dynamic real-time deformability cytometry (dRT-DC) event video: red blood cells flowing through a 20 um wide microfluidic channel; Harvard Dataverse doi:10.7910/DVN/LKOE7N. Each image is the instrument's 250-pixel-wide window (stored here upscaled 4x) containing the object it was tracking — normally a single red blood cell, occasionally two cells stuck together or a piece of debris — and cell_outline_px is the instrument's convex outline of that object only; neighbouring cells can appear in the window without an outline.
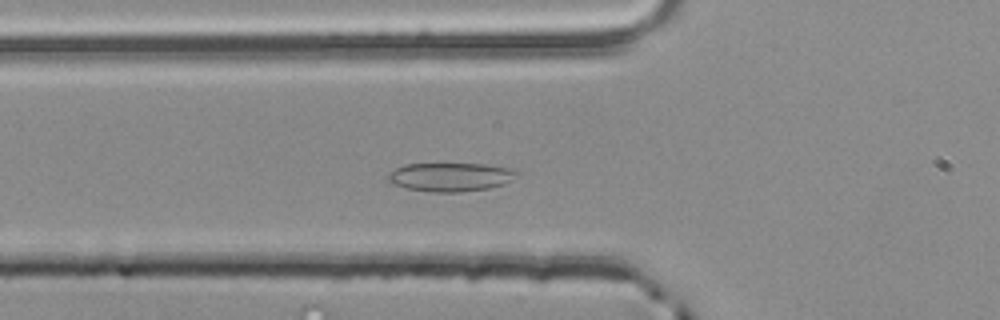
{"species": "common noctule bat (a hibernating species)", "species_latin": "Nyctalus noctula", "temperature_condition": "room temperature", "stored_images_in_passage": 37, "camera_frame_rate_fps": 3000, "um_per_image_px": 0.085, "animal": {"sex": "male", "body_mass_g": 20.4}, "frame": {"image": 1, "passage_image": 13, "time_ms": 4.0, "image_size_px": [1000, 320], "cell_outline_px": [[524, 172], [512, 180], [504, 184], [488, 188], [460, 192], [432, 192], [408, 188], [392, 184], [388, 180], [388, 172], [404, 164], [484, 164], [508, 168]], "centroid_in_image_um": [38.33, 15.04], "position_along_channel_um": 87.5, "area_um2": 21.62}}
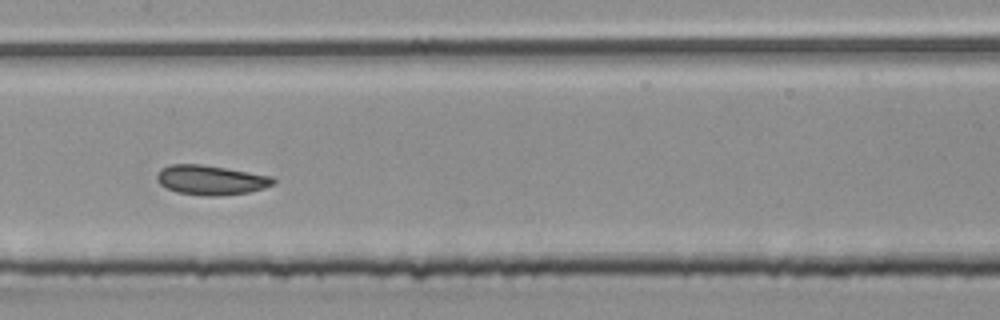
{"frame": {"image": 2, "passage_image": 21, "time_ms": 6.667, "image_size_px": [1000, 320], "cell_outline_px": [[276, 180], [272, 184], [264, 188], [248, 192], [216, 196], [208, 196], [176, 192], [160, 184], [156, 180], [156, 176], [160, 168], [168, 164], [200, 164], [272, 176]], "centroid_in_image_um": [17.88, 15.29], "position_along_channel_um": 189.5, "area_um2": 19.94}}
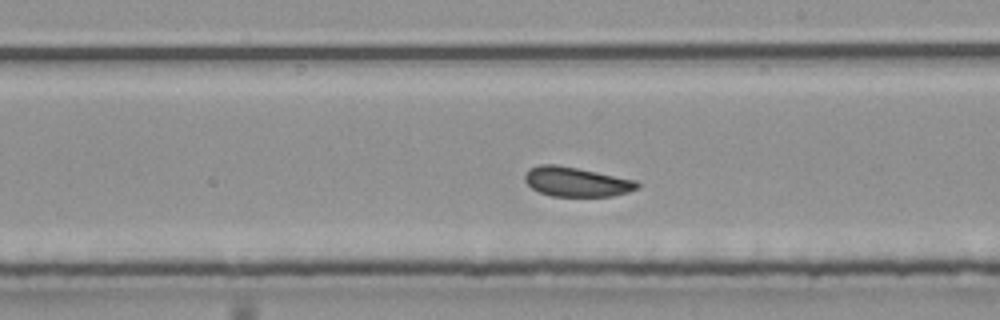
{"frame": {"image": 3, "passage_image": 25, "time_ms": 8.0, "image_size_px": [1000, 320], "cell_outline_px": [[640, 188], [628, 192], [612, 196], [552, 196], [540, 192], [532, 188], [524, 180], [524, 176], [528, 168], [540, 164], [556, 164], [636, 180], [640, 184]], "centroid_in_image_um": [48.98, 15.45], "position_along_channel_um": 240.0, "area_um2": 19.31}, "authors_computed_cell_mechanics": {"area_um2": 19.941, "velocity_mm_per_s": 3.8055, "shape_relaxation_time_tau1_ms": 4.6217, "shape_relaxation_time_tau2_ms": 2.995, "deformation_change_tau1": 0.0811, "deformation_change_tau2": 0.0851}}